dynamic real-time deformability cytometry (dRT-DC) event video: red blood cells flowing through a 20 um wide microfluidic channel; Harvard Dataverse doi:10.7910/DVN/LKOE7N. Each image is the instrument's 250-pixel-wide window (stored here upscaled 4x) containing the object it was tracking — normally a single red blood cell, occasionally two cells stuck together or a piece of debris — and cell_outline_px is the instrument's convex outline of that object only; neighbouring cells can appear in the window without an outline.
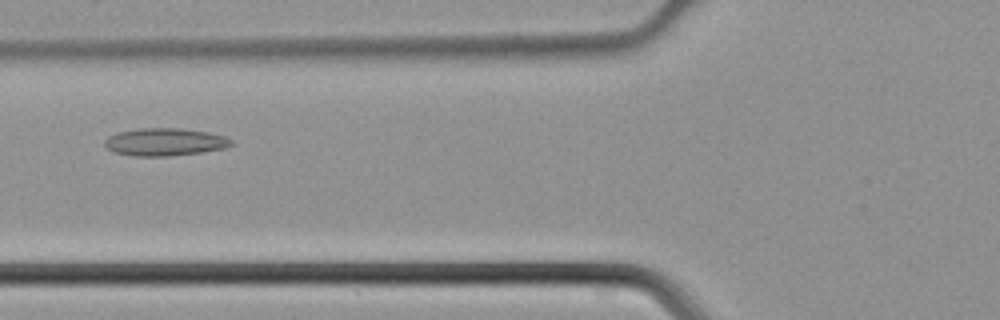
{"species": "common noctule bat (a hibernating species)", "species_latin": "Nyctalus noctula", "temperature_condition": "cold", "stored_images_in_passage": 38, "camera_frame_rate_fps": 3000, "um_per_image_px": 0.085, "animal": {"sex": "male", "body_mass_g": 21.5, "forearm_length_mm": 52.0}, "frame": {"image": 1, "passage_image": 11, "time_ms": 3.333, "image_size_px": [1000, 320], "cell_outline_px": [[232, 144], [224, 148], [200, 152], [168, 156], [132, 156], [112, 152], [104, 144], [104, 140], [108, 136], [116, 132], [140, 128], [180, 128], [208, 132], [224, 136], [232, 140]], "centroid_in_image_um": [13.96, 12.06], "position_along_channel_um": 111.8, "area_um2": 20.4}}
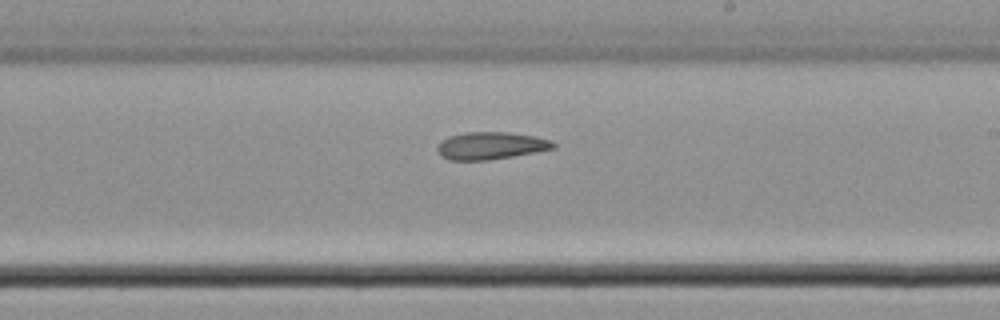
{"frame": {"image": 2, "passage_image": 20, "time_ms": 6.333, "image_size_px": [1000, 320], "cell_outline_px": [[556, 148], [512, 156], [488, 160], [448, 160], [440, 156], [436, 152], [436, 148], [448, 136], [464, 132], [508, 132], [536, 136], [552, 140], [556, 144]], "centroid_in_image_um": [41.71, 12.38], "position_along_channel_um": 247.3, "area_um2": 18.61}}
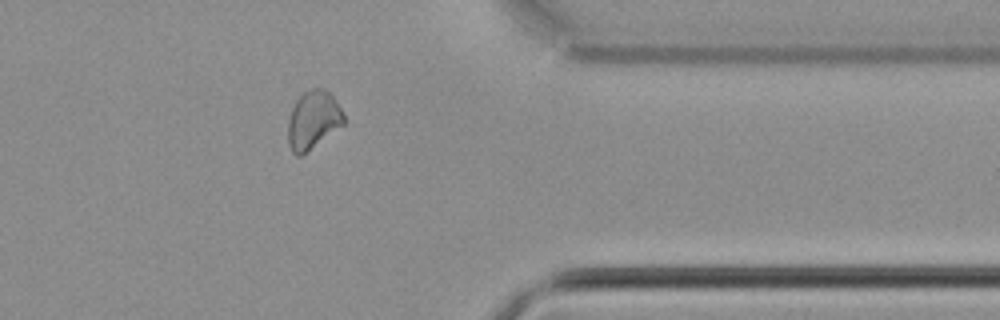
{"frame": {"image": 3, "passage_image": 30, "time_ms": 9.667, "image_size_px": [1000, 320], "cell_outline_px": [[344, 124], [300, 156], [296, 156], [292, 152], [288, 144], [288, 120], [292, 108], [296, 100], [304, 92], [312, 88], [324, 88], [332, 96], [344, 112]], "centroid_in_image_um": [26.6, 10.19], "position_along_channel_um": 384.8, "area_um2": 18.73}}